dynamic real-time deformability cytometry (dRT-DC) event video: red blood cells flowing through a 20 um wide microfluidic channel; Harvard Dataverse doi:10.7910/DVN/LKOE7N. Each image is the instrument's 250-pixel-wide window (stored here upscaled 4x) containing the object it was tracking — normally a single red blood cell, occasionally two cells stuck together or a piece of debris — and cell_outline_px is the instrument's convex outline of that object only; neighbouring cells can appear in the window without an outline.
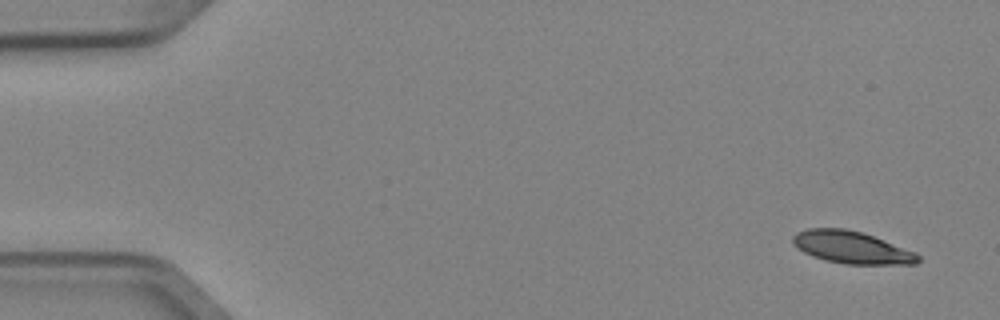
{"species": "Egyptian fruit bat (a non-hibernating species)", "species_latin": "Rousettus aegyptiacus", "temperature_condition": "cold", "stored_images_in_passage": 3, "camera_frame_rate_fps": 3000, "um_per_image_px": 0.085, "animal": {"sex": "female"}, "frame": {"image": 1, "passage_image": 1, "time_ms": 0.0, "image_size_px": [1000, 320], "cell_outline_px": [[920, 260], [916, 264], [844, 264], [824, 260], [812, 256], [804, 252], [792, 244], [792, 236], [796, 232], [808, 228], [844, 228], [860, 232], [872, 236], [916, 252], [920, 256]], "centroid_in_image_um": [72.36, 21.03], "position_along_channel_um": 12.6, "area_um2": 23.52}}